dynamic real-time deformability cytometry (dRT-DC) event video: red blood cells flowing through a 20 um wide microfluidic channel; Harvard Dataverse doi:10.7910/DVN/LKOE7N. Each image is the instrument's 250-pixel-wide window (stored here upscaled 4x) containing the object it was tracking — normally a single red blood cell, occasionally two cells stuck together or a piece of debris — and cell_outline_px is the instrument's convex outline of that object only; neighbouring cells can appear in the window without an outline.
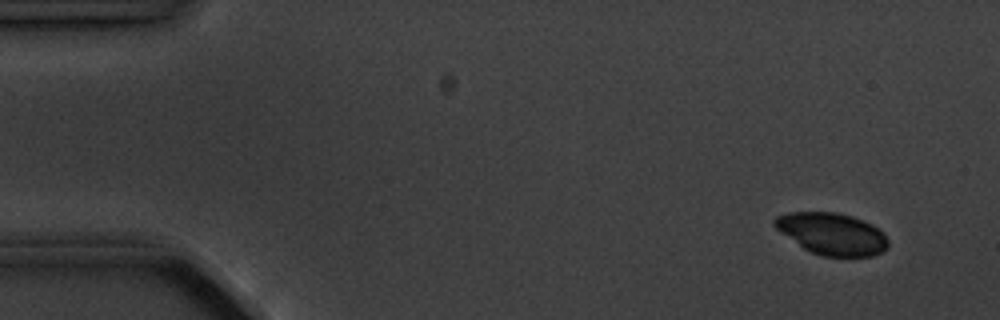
{"species": "common noctule bat (a hibernating species)", "species_latin": "Nyctalus noctula", "temperature_condition": "cold", "stored_images_in_passage": 4, "camera_frame_rate_fps": 3000, "um_per_image_px": 0.085, "animal": {"sex": "male", "body_mass_g": 20.1, "forearm_length_mm": 53.5}, "frame": {"image": 1, "passage_image": 1, "time_ms": 0.0, "image_size_px": [1000, 320], "cell_outline_px": [[888, 248], [872, 256], [820, 256], [804, 248], [780, 232], [772, 224], [772, 220], [776, 216], [788, 212], [836, 212], [852, 216], [880, 228], [884, 232], [888, 240]], "centroid_in_image_um": [70.72, 19.86], "position_along_channel_um": 14.3, "area_um2": 27.74}}